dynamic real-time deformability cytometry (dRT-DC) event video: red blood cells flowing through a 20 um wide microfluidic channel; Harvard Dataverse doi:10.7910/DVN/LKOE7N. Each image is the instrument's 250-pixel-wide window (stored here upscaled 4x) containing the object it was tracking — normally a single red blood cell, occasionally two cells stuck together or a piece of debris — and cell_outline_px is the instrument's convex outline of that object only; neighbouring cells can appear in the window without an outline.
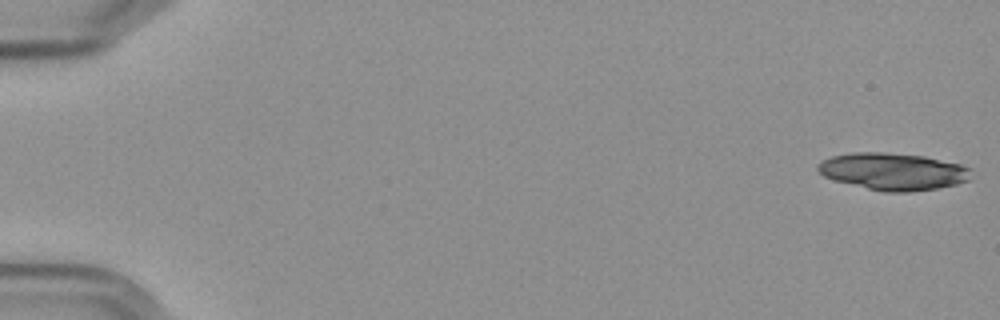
{"species": "Egyptian fruit bat (a non-hibernating species)", "species_latin": "Rousettus aegyptiacus", "temperature_condition": "cold", "stored_images_in_passage": 14, "camera_frame_rate_fps": 3000, "um_per_image_px": 0.085, "frame": {"image": 1, "passage_image": 1, "time_ms": 0.0, "image_size_px": [1000, 320], "cell_outline_px": [[972, 168], [968, 180], [956, 184], [936, 188], [908, 192], [884, 192], [832, 180], [824, 176], [816, 168], [824, 160], [832, 156], [852, 152], [880, 152], [924, 156], [960, 164]], "centroid_in_image_um": [75.91, 14.57], "position_along_channel_um": 9.1, "area_um2": 32.95}}